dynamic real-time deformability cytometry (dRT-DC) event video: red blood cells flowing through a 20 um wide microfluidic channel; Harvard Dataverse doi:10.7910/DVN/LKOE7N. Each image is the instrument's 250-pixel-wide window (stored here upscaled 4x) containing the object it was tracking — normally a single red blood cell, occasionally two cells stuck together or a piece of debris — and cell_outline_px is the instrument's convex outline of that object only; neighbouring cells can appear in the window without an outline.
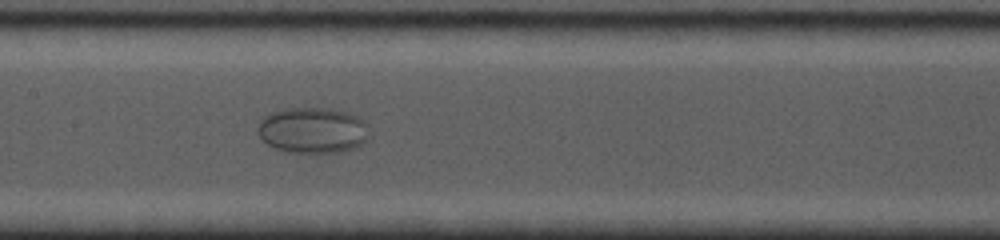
{"species": "common noctule bat (a hibernating species)", "species_latin": "Nyctalus noctula", "temperature_condition": "cold", "stored_images_in_passage": 55, "camera_frame_rate_fps": 5000, "um_per_image_px": 0.085, "animal": {"sex": "female", "body_mass_g": 19.0, "forearm_length_mm": 53.3}, "frame": {"image": 1, "passage_image": 22, "time_ms": 7.0, "image_size_px": [1000, 240], "cell_outline_px": [[368, 136], [360, 144], [344, 152], [316, 156], [288, 152], [276, 148], [268, 144], [256, 132], [256, 128], [260, 120], [264, 116], [272, 112], [284, 108], [332, 108], [348, 112], [364, 120], [368, 124]], "centroid_in_image_um": [26.57, 11.1], "position_along_channel_um": 180.8, "area_um2": 30.69}}